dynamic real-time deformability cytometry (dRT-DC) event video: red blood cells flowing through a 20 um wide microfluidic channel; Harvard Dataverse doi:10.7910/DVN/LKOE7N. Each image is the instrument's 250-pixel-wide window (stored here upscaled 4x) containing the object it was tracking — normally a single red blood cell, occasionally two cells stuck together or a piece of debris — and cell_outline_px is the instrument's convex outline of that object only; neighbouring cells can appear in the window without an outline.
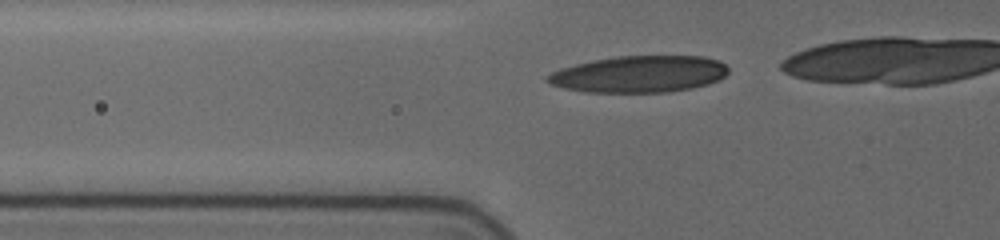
{"species": "human", "species_latin": "Homo sapiens", "temperature_condition": "cold", "stored_images_in_passage": 20, "camera_frame_rate_fps": 3000, "um_per_image_px": 0.085, "donor": {"sex": "female"}, "frame": {"image": 1, "passage_image": 10, "time_ms": 3.0, "image_size_px": [1000, 240], "cell_outline_px": [[728, 72], [720, 80], [708, 84], [692, 88], [668, 92], [588, 92], [564, 88], [552, 84], [544, 80], [544, 76], [560, 68], [592, 60], [616, 56], [704, 56], [720, 60], [728, 68]], "centroid_in_image_um": [54.34, 6.29], "position_along_channel_um": 71.5, "area_um2": 38.84}}
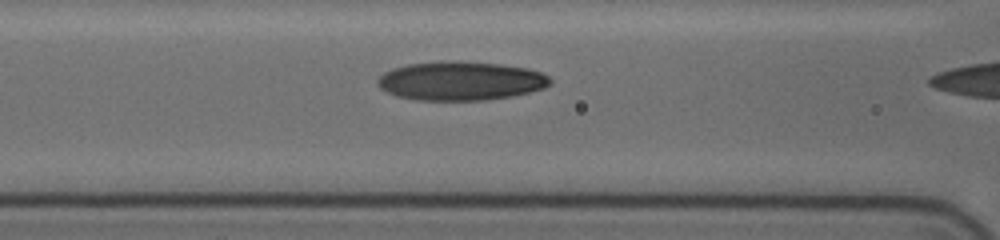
{"frame": {"image": 2, "passage_image": 15, "time_ms": 4.667, "image_size_px": [1000, 240], "cell_outline_px": [[552, 80], [544, 88], [512, 96], [484, 100], [420, 100], [396, 96], [380, 88], [376, 84], [376, 80], [384, 72], [392, 68], [408, 64], [440, 60], [460, 60], [500, 64], [528, 68], [540, 72], [548, 76]], "centroid_in_image_um": [39.12, 6.86], "position_along_channel_um": 127.5, "area_um2": 39.36}}
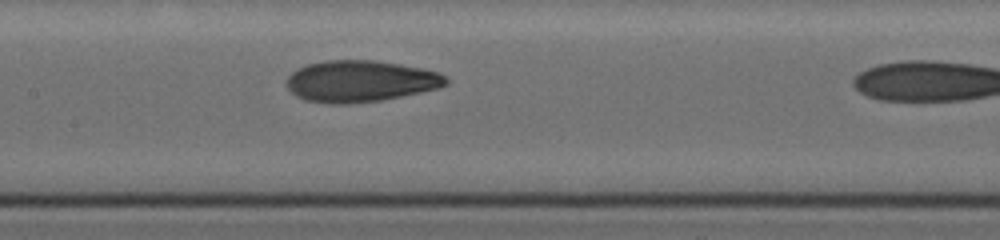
{"frame": {"image": 3, "passage_image": 19, "time_ms": 6.0, "image_size_px": [1000, 240], "cell_outline_px": [[448, 84], [440, 88], [380, 100], [348, 104], [332, 104], [304, 100], [296, 96], [288, 88], [288, 76], [296, 68], [308, 64], [324, 60], [372, 60], [400, 64], [440, 72], [448, 80]], "centroid_in_image_um": [30.63, 6.9], "position_along_channel_um": 176.8, "area_um2": 38.49}}